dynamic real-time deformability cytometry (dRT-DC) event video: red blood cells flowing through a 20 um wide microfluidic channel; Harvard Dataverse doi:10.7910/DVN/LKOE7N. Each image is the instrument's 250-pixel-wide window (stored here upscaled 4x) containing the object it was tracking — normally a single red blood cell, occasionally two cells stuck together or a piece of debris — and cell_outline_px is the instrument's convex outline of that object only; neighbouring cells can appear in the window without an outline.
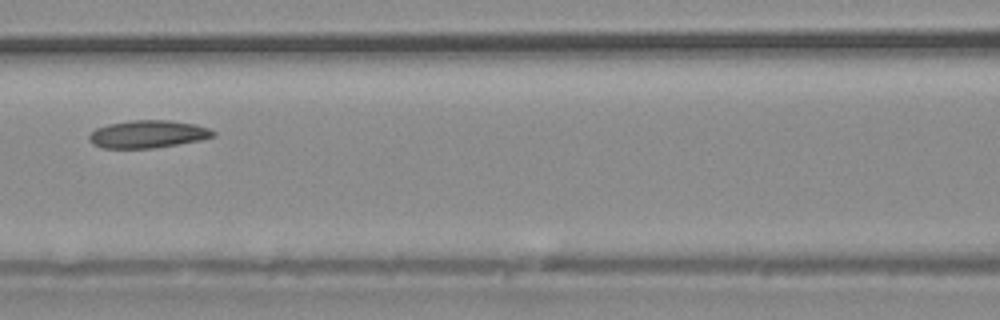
{"species": "common noctule bat (a hibernating species)", "species_latin": "Nyctalus noctula", "temperature_condition": "warm", "stored_images_in_passage": 27, "camera_frame_rate_fps": 3000, "um_per_image_px": 0.085, "animal": {"sex": "male", "body_mass_g": 20.4}, "frame": {"image": 1, "passage_image": 8, "time_ms": 2.333, "image_size_px": [1000, 320], "cell_outline_px": [[216, 136], [200, 140], [152, 148], [100, 148], [92, 144], [88, 140], [88, 136], [96, 128], [108, 124], [132, 120], [168, 120], [196, 124], [208, 128], [216, 132]], "centroid_in_image_um": [12.55, 11.4], "position_along_channel_um": 154.0, "area_um2": 20.0}}